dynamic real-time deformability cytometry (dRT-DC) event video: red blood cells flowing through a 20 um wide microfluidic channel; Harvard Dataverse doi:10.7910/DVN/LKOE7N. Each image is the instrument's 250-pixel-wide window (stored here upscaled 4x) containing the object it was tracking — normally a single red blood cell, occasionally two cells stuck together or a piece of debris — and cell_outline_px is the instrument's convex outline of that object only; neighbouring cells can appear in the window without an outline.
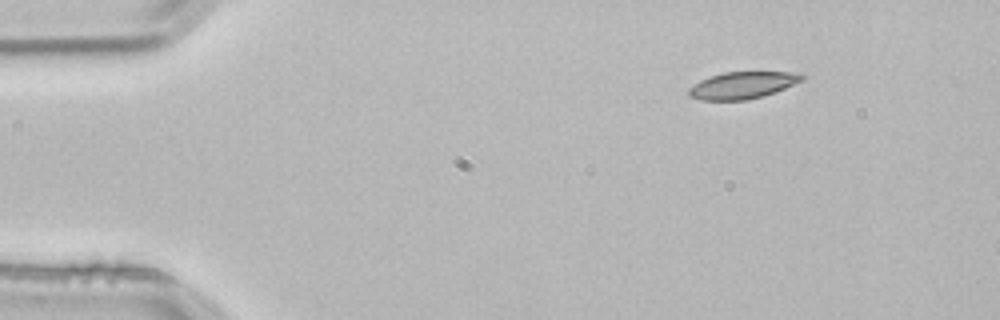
{"species": "common noctule bat (a hibernating species)", "species_latin": "Nyctalus noctula", "temperature_condition": "room temperature", "stored_images_in_passage": 3, "camera_frame_rate_fps": 3000, "um_per_image_px": 0.085, "animal": {"sex": "male", "body_mass_g": 21.5, "forearm_length_mm": 52.0}, "frame": {"image": 1, "passage_image": 1, "time_ms": 0.0, "image_size_px": [1000, 320], "cell_outline_px": [[804, 80], [776, 92], [748, 100], [700, 100], [688, 96], [688, 88], [700, 80], [708, 76], [724, 72], [800, 72], [804, 76]], "centroid_in_image_um": [63.11, 7.24], "position_along_channel_um": 21.9, "area_um2": 17.98}}
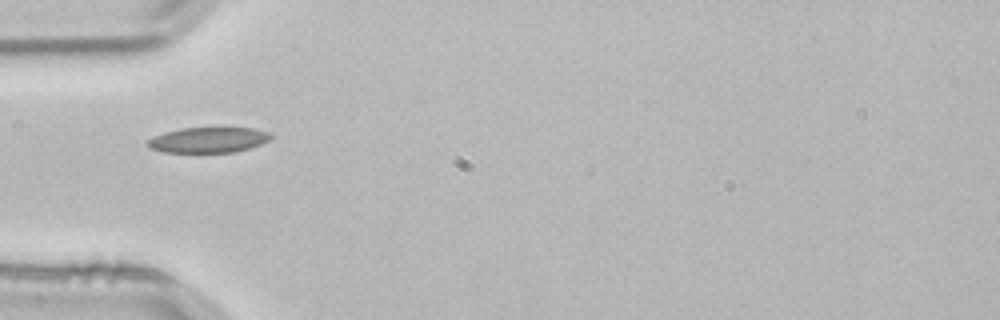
{"frame": {"image": 2, "passage_image": 3, "time_ms": 0.667, "image_size_px": [1000, 320], "cell_outline_px": [[272, 136], [268, 140], [260, 144], [236, 152], [164, 152], [148, 148], [148, 140], [152, 136], [164, 132], [180, 128], [220, 124], [252, 128], [268, 132]], "centroid_in_image_um": [17.71, 11.83], "position_along_channel_um": 67.3, "area_um2": 19.19}}